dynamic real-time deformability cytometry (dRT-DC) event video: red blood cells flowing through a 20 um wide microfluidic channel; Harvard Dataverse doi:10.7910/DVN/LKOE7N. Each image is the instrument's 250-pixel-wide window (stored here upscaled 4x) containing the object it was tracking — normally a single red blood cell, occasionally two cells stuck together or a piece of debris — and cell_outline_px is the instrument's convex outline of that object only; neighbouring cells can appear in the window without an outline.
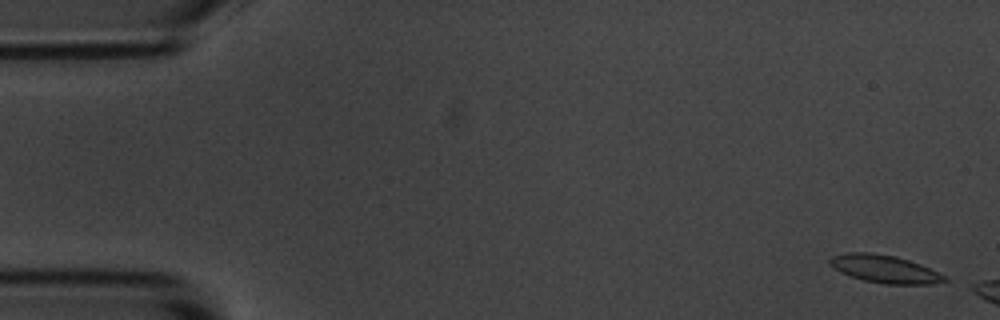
{"species": "common noctule bat (a hibernating species)", "species_latin": "Nyctalus noctula", "temperature_condition": "room temperature", "stored_images_in_passage": 8, "camera_frame_rate_fps": 3000, "um_per_image_px": 0.085, "animal": {"sex": "male", "body_mass_g": 20.1, "forearm_length_mm": 53.5}, "frame": {"image": 1, "passage_image": 2, "time_ms": 0.333, "image_size_px": [1000, 320], "cell_outline_px": [[948, 280], [932, 284], [884, 284], [864, 280], [852, 276], [836, 268], [828, 260], [832, 256], [848, 252], [872, 252], [896, 256], [920, 264], [948, 276]], "centroid_in_image_um": [75.27, 22.86], "position_along_channel_um": 9.7, "area_um2": 18.38}}